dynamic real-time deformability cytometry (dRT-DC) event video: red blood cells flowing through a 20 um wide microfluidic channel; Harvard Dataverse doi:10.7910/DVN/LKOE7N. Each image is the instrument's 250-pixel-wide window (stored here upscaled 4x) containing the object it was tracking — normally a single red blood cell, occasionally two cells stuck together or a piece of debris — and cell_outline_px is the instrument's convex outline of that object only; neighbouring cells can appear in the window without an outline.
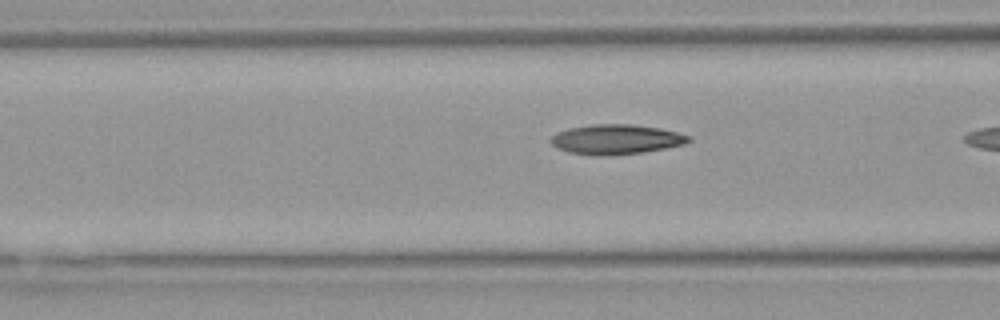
{"species": "Egyptian fruit bat (a non-hibernating species)", "species_latin": "Rousettus aegyptiacus", "temperature_condition": "warm", "stored_images_in_passage": 15, "camera_frame_rate_fps": 3000, "um_per_image_px": 0.085, "animal": {"sex": "female"}, "frame": {"image": 1, "passage_image": 14, "time_ms": 4.333, "image_size_px": [1000, 320], "cell_outline_px": [[692, 140], [684, 144], [664, 148], [640, 152], [604, 156], [596, 156], [568, 152], [556, 148], [548, 140], [556, 132], [568, 128], [592, 124], [632, 124], [660, 128], [692, 136]], "centroid_in_image_um": [52.33, 11.84], "position_along_channel_um": 114.3, "area_um2": 24.04}}